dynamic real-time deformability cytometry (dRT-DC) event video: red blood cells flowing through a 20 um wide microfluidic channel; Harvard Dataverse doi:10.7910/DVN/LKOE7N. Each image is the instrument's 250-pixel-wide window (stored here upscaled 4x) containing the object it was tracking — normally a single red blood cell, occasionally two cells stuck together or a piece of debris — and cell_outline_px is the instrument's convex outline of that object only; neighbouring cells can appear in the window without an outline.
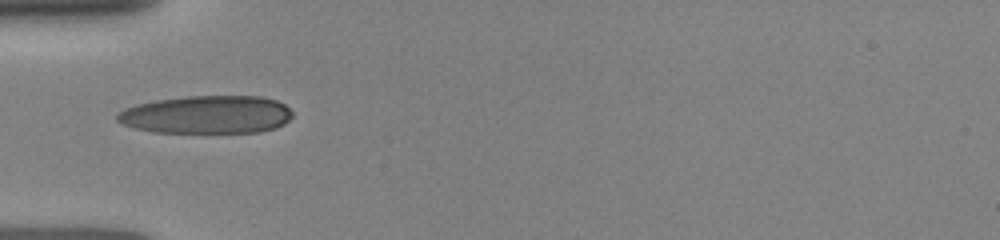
{"species": "human", "species_latin": "Homo sapiens", "temperature_condition": "room temperature", "stored_images_in_passage": 4, "camera_frame_rate_fps": 3000, "um_per_image_px": 0.085, "donor": {"sex": "female"}, "frame": {"image": 1, "passage_image": 1, "time_ms": 0.0, "image_size_px": [1000, 240], "cell_outline_px": [[292, 116], [284, 124], [276, 128], [260, 132], [152, 132], [136, 128], [124, 124], [116, 120], [116, 116], [124, 108], [136, 104], [156, 100], [188, 96], [260, 96], [276, 100], [284, 104], [292, 112]], "centroid_in_image_um": [17.59, 9.74], "position_along_channel_um": 67.4, "area_um2": 38.78}}
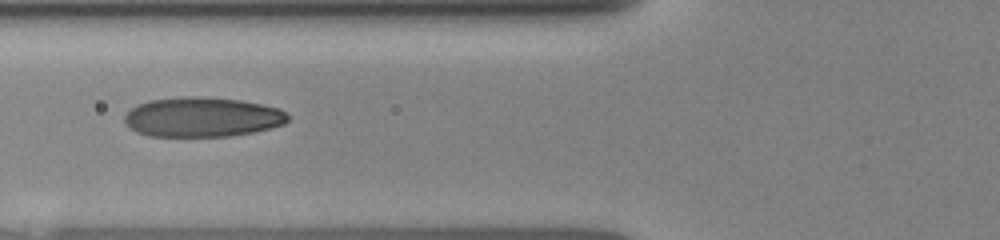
{"frame": {"image": 2, "passage_image": 3, "time_ms": 1.0, "image_size_px": [1000, 240], "cell_outline_px": [[288, 120], [284, 124], [252, 132], [228, 136], [148, 136], [136, 132], [124, 120], [124, 116], [136, 104], [148, 100], [184, 96], [196, 96], [240, 100], [280, 108], [288, 116]], "centroid_in_image_um": [17.16, 9.94], "position_along_channel_um": 108.6, "area_um2": 37.63}}